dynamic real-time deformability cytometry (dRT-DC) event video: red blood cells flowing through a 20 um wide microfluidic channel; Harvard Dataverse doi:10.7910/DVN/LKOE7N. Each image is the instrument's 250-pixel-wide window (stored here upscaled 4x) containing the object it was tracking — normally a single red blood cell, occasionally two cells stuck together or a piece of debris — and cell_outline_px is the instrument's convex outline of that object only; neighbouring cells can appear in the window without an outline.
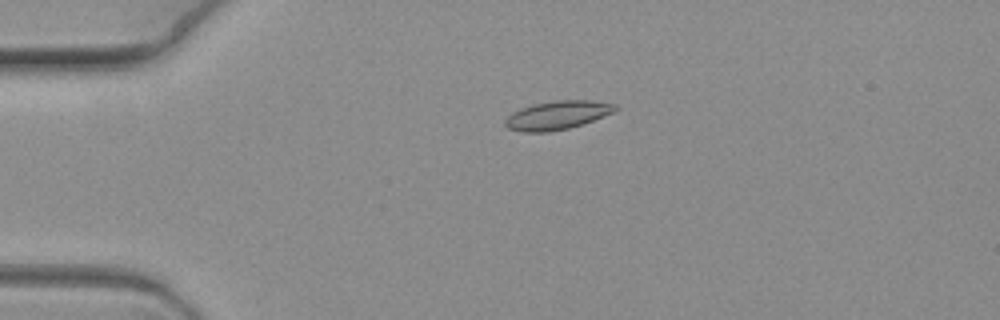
{"species": "common noctule bat (a hibernating species)", "species_latin": "Nyctalus noctula", "temperature_condition": "warm", "stored_images_in_passage": 5, "camera_frame_rate_fps": 3000, "um_per_image_px": 0.085, "animal": {"sex": "female", "body_mass_g": 19.3, "forearm_length_mm": 54.1}, "frame": {"image": 1, "passage_image": 1, "time_ms": 0.0, "image_size_px": [1000, 320], "cell_outline_px": [[620, 108], [616, 112], [584, 124], [568, 128], [548, 132], [520, 132], [508, 128], [504, 124], [504, 120], [512, 112], [520, 108], [536, 104], [556, 100], [592, 100], [616, 104]], "centroid_in_image_um": [47.42, 9.79], "position_along_channel_um": 37.6, "area_um2": 18.61}}
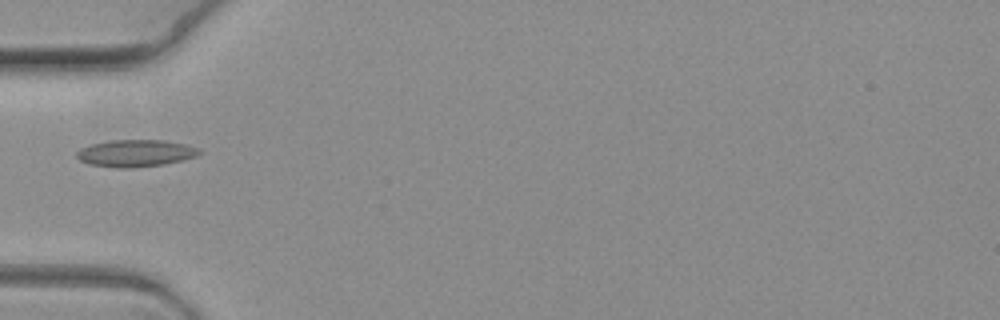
{"frame": {"image": 2, "passage_image": 3, "time_ms": 0.667, "image_size_px": [1000, 320], "cell_outline_px": [[204, 152], [196, 156], [164, 164], [132, 168], [116, 168], [88, 164], [80, 160], [76, 156], [76, 152], [80, 148], [92, 144], [108, 140], [164, 140], [184, 144], [200, 148]], "centroid_in_image_um": [11.51, 13.02], "position_along_channel_um": 73.5, "area_um2": 19.42}}
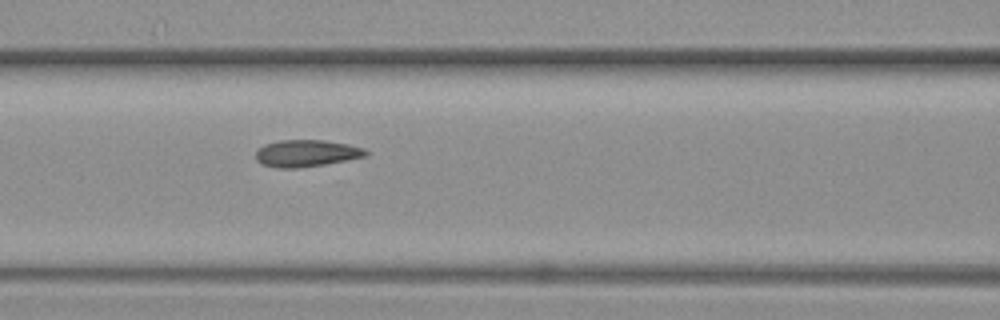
{"frame": {"image": 3, "passage_image": 5, "time_ms": 1.333, "image_size_px": [1000, 320], "cell_outline_px": [[368, 156], [324, 164], [296, 168], [276, 168], [264, 164], [256, 160], [256, 148], [264, 144], [280, 140], [324, 140], [348, 144], [364, 148], [368, 152]], "centroid_in_image_um": [26.03, 13.02], "position_along_channel_um": 140.6, "area_um2": 17.28}}